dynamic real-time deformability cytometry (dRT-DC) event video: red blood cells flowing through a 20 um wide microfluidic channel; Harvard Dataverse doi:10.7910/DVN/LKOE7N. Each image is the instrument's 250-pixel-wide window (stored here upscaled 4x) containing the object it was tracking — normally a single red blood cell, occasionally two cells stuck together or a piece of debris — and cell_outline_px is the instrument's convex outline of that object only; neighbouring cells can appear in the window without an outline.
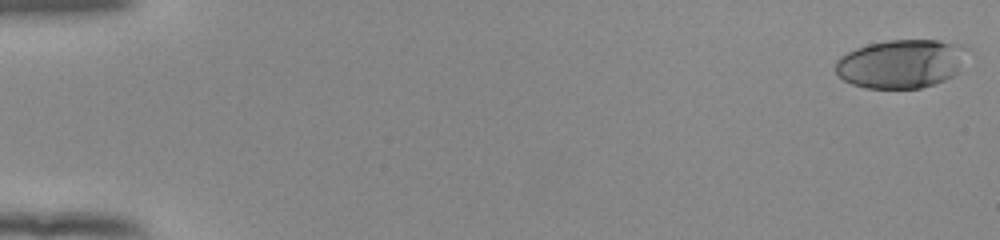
{"species": "human", "species_latin": "Homo sapiens", "temperature_condition": "room temperature", "stored_images_in_passage": 54, "camera_frame_rate_fps": 3000, "um_per_image_px": 0.085, "donor": {"sex": "female"}, "frame": {"image": 1, "passage_image": 1, "time_ms": 0.0, "image_size_px": [1000, 240], "cell_outline_px": [[972, 48], [956, 72], [952, 76], [944, 80], [920, 88], [864, 88], [852, 84], [844, 80], [836, 72], [836, 60], [840, 56], [856, 48], [868, 44], [888, 40], [940, 40], [964, 44]], "centroid_in_image_um": [76.64, 5.39], "position_along_channel_um": 8.4, "area_um2": 37.63}}
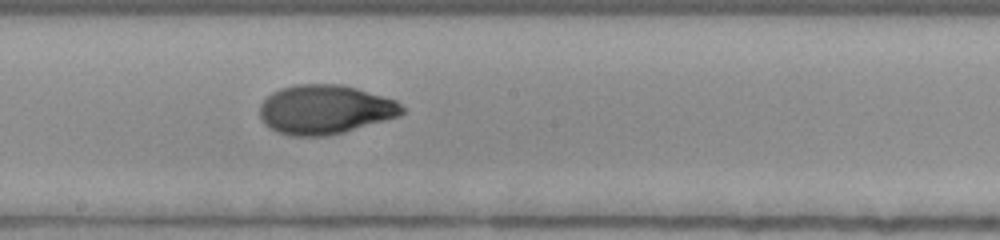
{"frame": {"image": 2, "passage_image": 31, "time_ms": 10.0, "image_size_px": [1000, 240], "cell_outline_px": [[404, 112], [400, 116], [344, 132], [324, 136], [292, 136], [276, 132], [268, 128], [264, 124], [260, 116], [260, 104], [272, 92], [280, 88], [296, 84], [340, 84], [356, 88], [396, 100], [404, 108]], "centroid_in_image_um": [27.6, 9.31], "position_along_channel_um": 220.6, "area_um2": 40.92}}
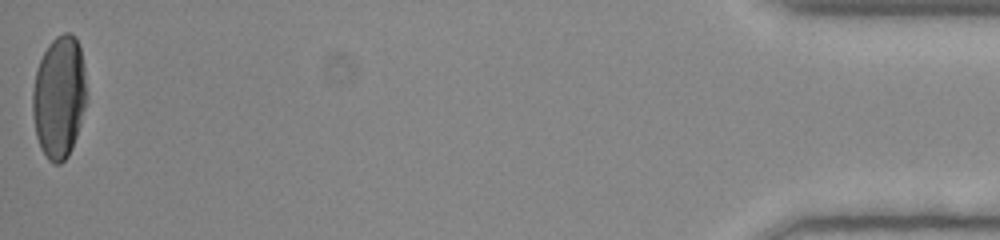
{"frame": {"image": 3, "passage_image": 54, "time_ms": 17.667, "image_size_px": [1000, 240], "cell_outline_px": [[84, 108], [80, 124], [72, 148], [68, 156], [60, 164], [52, 164], [48, 160], [40, 148], [36, 136], [32, 116], [32, 92], [36, 68], [48, 44], [56, 36], [64, 32], [68, 32], [76, 36], [80, 48], [84, 68]], "centroid_in_image_um": [4.99, 8.26], "position_along_channel_um": 430.2, "area_um2": 38.44}, "authors_computed_cell_mechanics": {"area_um2": 38.9283, "velocity_mm_per_s": 3.8838, "shape_relaxation_time_tau1_ms": 8.4024, "shape_relaxation_time_tau2_ms": 1.5269, "deformation_change_tau1": 0.2956, "deformation_change_tau2": 0.0413}}